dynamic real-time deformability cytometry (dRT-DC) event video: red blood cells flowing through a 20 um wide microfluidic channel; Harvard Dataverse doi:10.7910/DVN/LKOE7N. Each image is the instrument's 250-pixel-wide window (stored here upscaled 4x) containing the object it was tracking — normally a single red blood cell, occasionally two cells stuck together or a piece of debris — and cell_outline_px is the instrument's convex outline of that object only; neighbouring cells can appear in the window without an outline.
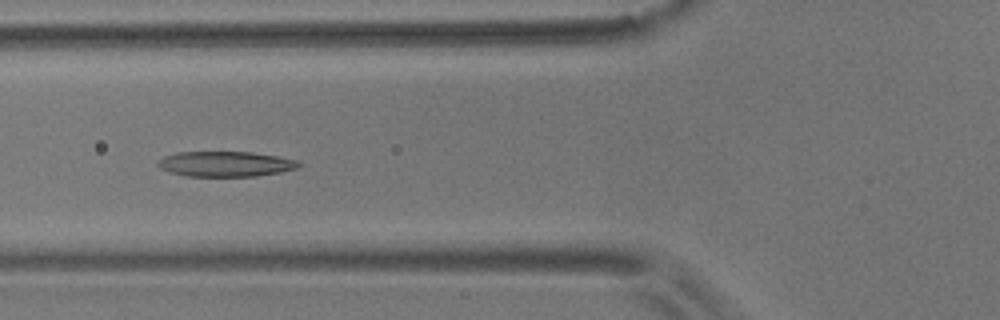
{"species": "common noctule bat (a hibernating species)", "species_latin": "Nyctalus noctula", "temperature_condition": "room temperature", "stored_images_in_passage": 10, "camera_frame_rate_fps": 3000, "um_per_image_px": 0.085, "animal": {"sex": "male", "body_mass_g": 17.9}, "frame": {"image": 1, "passage_image": 6, "time_ms": 6.0, "image_size_px": [1000, 320], "cell_outline_px": [[304, 164], [296, 168], [280, 172], [256, 176], [184, 176], [160, 168], [156, 164], [164, 156], [176, 152], [252, 152], [276, 156], [296, 160]], "centroid_in_image_um": [19.17, 13.93], "position_along_channel_um": 106.6, "area_um2": 20.63}}
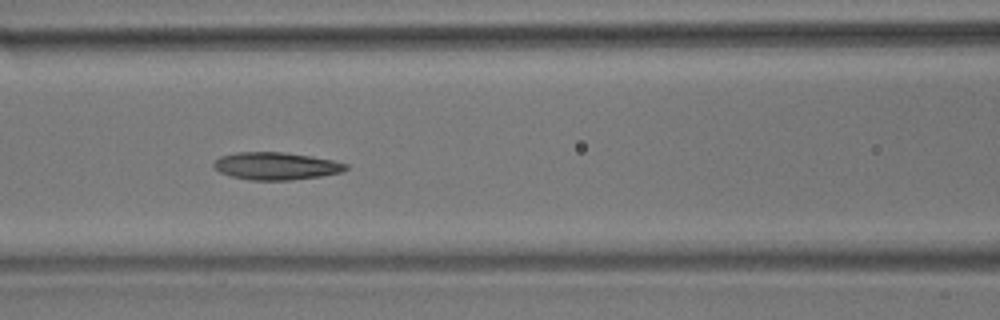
{"frame": {"image": 2, "passage_image": 7, "time_ms": 7.0, "image_size_px": [1000, 320], "cell_outline_px": [[348, 168], [340, 172], [320, 176], [292, 180], [252, 180], [232, 176], [220, 172], [212, 164], [220, 156], [236, 152], [284, 152], [312, 156], [332, 160], [348, 164]], "centroid_in_image_um": [23.47, 14.1], "position_along_channel_um": 143.1, "area_um2": 21.04}}